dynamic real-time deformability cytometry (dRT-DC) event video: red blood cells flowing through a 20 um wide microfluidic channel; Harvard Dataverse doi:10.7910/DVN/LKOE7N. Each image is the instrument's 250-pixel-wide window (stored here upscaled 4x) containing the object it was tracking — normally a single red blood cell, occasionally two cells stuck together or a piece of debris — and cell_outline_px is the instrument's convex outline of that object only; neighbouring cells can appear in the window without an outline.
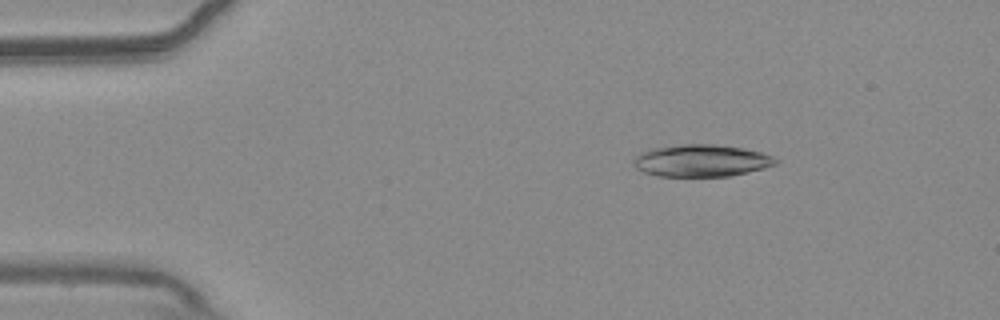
{"species": "common noctule bat (a hibernating species)", "species_latin": "Nyctalus noctula", "temperature_condition": "warm", "stored_images_in_passage": 45, "camera_frame_rate_fps": 3000, "um_per_image_px": 0.085, "animal": {"sex": "male", "body_mass_g": 20.4}, "frame": {"image": 1, "passage_image": 8, "time_ms": 2.333, "image_size_px": [1000, 320], "cell_outline_px": [[780, 160], [776, 164], [764, 168], [748, 172], [728, 176], [656, 176], [644, 172], [636, 168], [632, 164], [632, 160], [640, 152], [652, 148], [684, 144], [716, 144], [744, 148], [760, 152], [772, 156]], "centroid_in_image_um": [59.6, 13.65], "position_along_channel_um": 25.4, "area_um2": 26.7}}
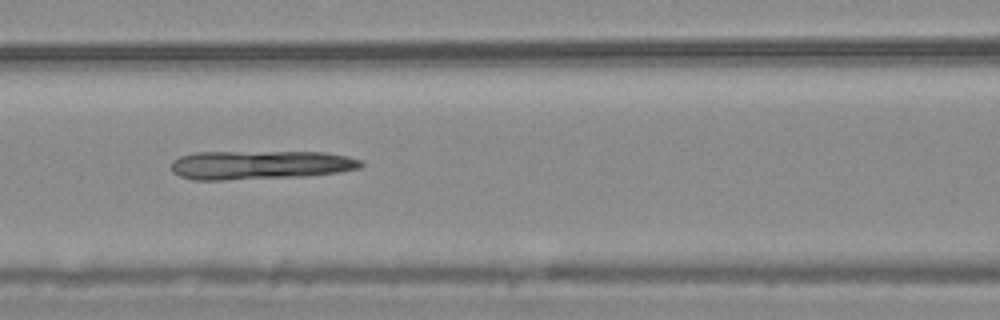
{"frame": {"image": 2, "passage_image": 23, "time_ms": 7.333, "image_size_px": [1000, 320], "cell_outline_px": [[364, 164], [360, 168], [340, 172], [308, 176], [224, 180], [192, 180], [180, 176], [172, 172], [172, 160], [180, 156], [196, 152], [324, 152], [348, 156], [360, 160]], "centroid_in_image_um": [22.11, 14.02], "position_along_channel_um": 144.5, "area_um2": 32.14}}
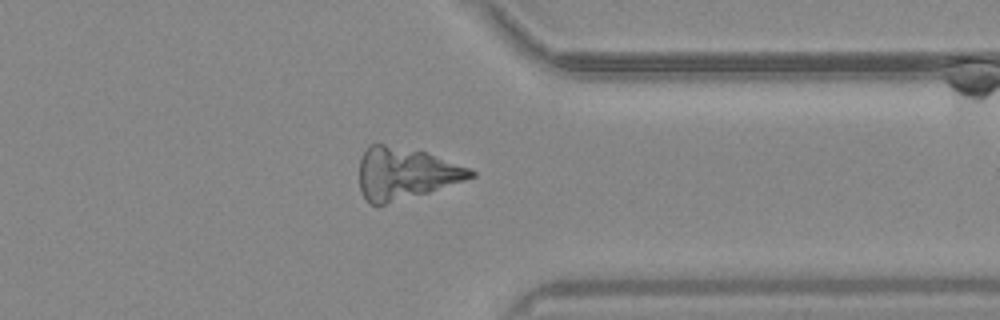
{"frame": {"image": 3, "passage_image": 42, "time_ms": 13.667, "image_size_px": [1000, 320], "cell_outline_px": [[476, 176], [428, 192], [384, 204], [368, 204], [360, 188], [360, 156], [368, 144], [384, 144], [424, 152], [468, 168], [476, 172]], "centroid_in_image_um": [34.4, 14.73], "position_along_channel_um": 377.0, "area_um2": 32.89}}